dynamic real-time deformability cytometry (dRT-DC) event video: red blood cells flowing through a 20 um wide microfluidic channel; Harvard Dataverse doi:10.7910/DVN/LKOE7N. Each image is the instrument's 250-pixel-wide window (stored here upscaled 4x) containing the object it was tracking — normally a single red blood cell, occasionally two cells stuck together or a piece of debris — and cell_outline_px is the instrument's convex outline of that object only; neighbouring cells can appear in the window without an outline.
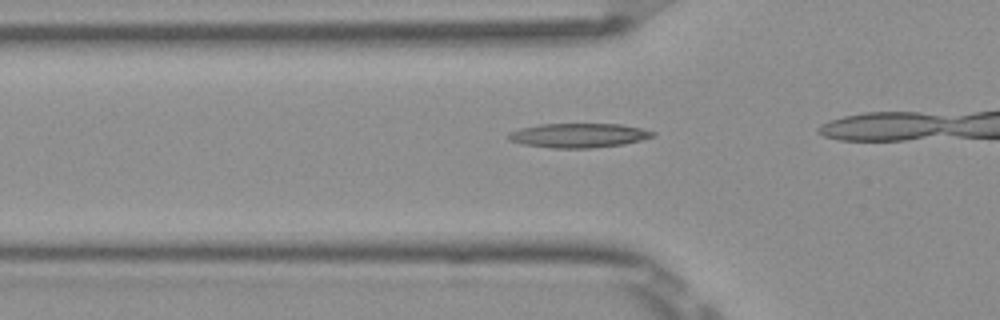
{"species": "Egyptian fruit bat (a non-hibernating species)", "species_latin": "Rousettus aegyptiacus", "temperature_condition": "room temperature", "stored_images_in_passage": 8, "camera_frame_rate_fps": 3000, "um_per_image_px": 0.085, "frame": {"image": 1, "passage_image": 4, "time_ms": 1.0, "image_size_px": [1000, 320], "cell_outline_px": [[656, 136], [624, 144], [592, 148], [548, 148], [524, 144], [508, 140], [508, 132], [520, 128], [540, 124], [620, 124], [640, 128], [656, 132]], "centroid_in_image_um": [49.17, 11.51], "position_along_channel_um": 76.6, "area_um2": 20.52}}
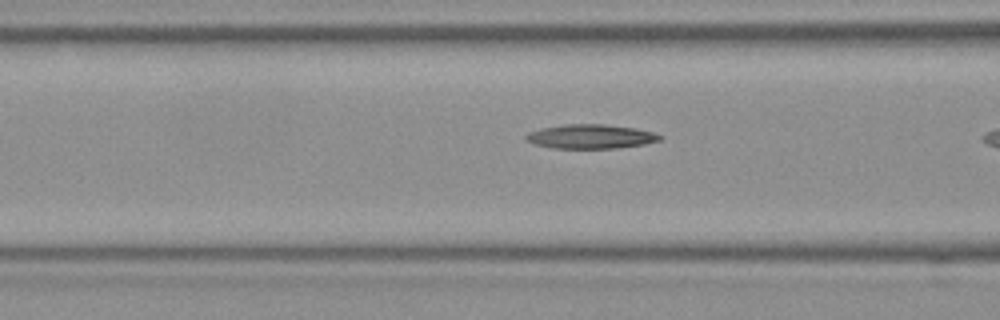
{"frame": {"image": 2, "passage_image": 7, "time_ms": 2.0, "image_size_px": [1000, 320], "cell_outline_px": [[664, 136], [660, 140], [644, 144], [616, 148], [552, 148], [532, 144], [524, 140], [524, 136], [528, 132], [540, 128], [564, 124], [604, 124], [636, 128], [652, 132]], "centroid_in_image_um": [50.15, 11.6], "position_along_channel_um": 116.5, "area_um2": 19.07}}